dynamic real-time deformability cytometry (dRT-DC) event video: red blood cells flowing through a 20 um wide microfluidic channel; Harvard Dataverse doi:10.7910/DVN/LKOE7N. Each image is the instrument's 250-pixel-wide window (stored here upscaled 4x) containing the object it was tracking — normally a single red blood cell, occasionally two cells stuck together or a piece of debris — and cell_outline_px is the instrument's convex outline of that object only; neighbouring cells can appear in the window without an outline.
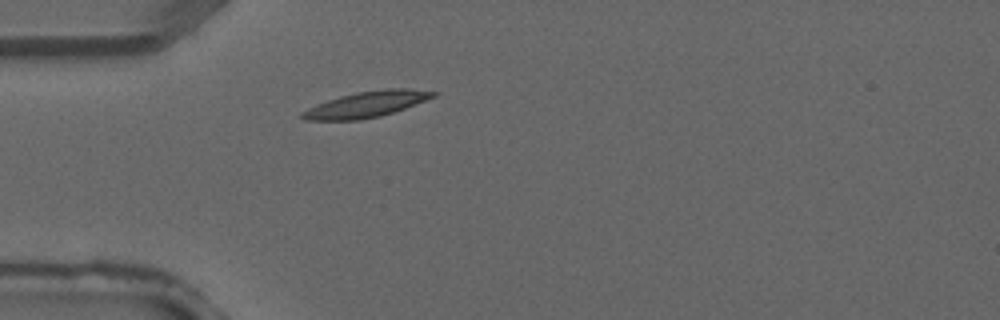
{"species": "common noctule bat (a hibernating species)", "species_latin": "Nyctalus noctula", "temperature_condition": "warm", "stored_images_in_passage": 2, "camera_frame_rate_fps": 3000, "um_per_image_px": 0.085, "animal": {"sex": "male", "forearm_length_mm": 52.5}, "frame": {"image": 1, "passage_image": 2, "time_ms": 0.333, "image_size_px": [1000, 320], "cell_outline_px": [[440, 92], [436, 96], [404, 108], [380, 116], [360, 120], [304, 120], [300, 116], [300, 112], [308, 108], [328, 100], [340, 96], [356, 92], [388, 88], [408, 88]], "centroid_in_image_um": [31.15, 8.86], "position_along_channel_um": 53.8, "area_um2": 19.65}}